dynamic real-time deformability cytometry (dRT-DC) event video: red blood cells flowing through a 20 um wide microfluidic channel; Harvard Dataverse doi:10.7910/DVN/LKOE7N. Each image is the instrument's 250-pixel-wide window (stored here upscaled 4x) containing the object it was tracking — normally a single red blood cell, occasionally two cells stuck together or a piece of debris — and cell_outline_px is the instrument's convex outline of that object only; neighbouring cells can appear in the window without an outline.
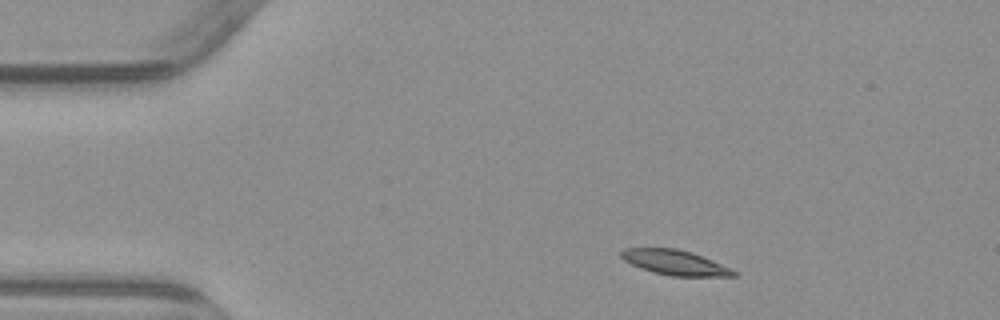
{"species": "common noctule bat (a hibernating species)", "species_latin": "Nyctalus noctula", "temperature_condition": "warm", "stored_images_in_passage": 3, "camera_frame_rate_fps": 3000, "um_per_image_px": 0.085, "animal": {"sex": "male", "body_mass_g": 23.1, "forearm_length_mm": 52.7}, "frame": {"image": 1, "passage_image": 1, "time_ms": 0.0, "image_size_px": [1000, 320], "cell_outline_px": [[736, 276], [672, 276], [652, 272], [640, 268], [624, 260], [620, 256], [620, 252], [624, 248], [676, 248], [692, 252], [732, 268], [736, 272]], "centroid_in_image_um": [57.37, 22.31], "position_along_channel_um": 27.6, "area_um2": 16.36}}